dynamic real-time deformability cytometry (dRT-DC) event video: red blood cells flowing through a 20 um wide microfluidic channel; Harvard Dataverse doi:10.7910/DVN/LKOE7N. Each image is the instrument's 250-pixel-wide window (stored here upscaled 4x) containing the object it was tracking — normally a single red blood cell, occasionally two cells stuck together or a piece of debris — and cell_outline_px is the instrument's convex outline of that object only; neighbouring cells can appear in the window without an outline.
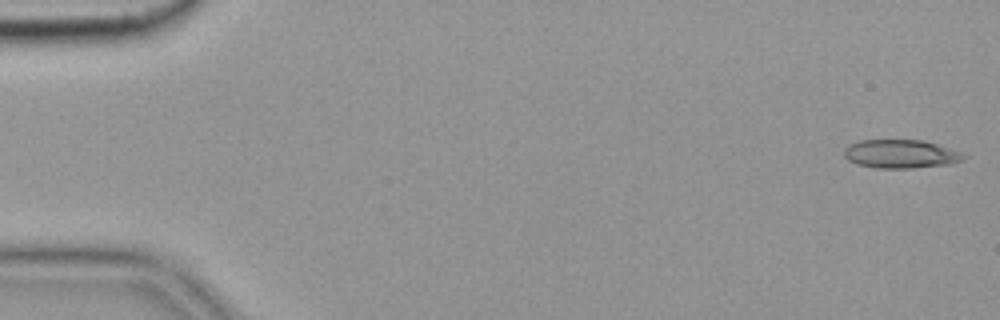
{"species": "common noctule bat (a hibernating species)", "species_latin": "Nyctalus noctula", "temperature_condition": "cold", "stored_images_in_passage": 15, "camera_frame_rate_fps": 3000, "um_per_image_px": 0.085, "animal": {"sex": "female", "body_mass_g": 19.9}, "frame": {"image": 1, "passage_image": 1, "time_ms": 0.0, "image_size_px": [1000, 320], "cell_outline_px": [[968, 156], [964, 160], [948, 164], [912, 168], [876, 168], [856, 164], [848, 160], [844, 156], [844, 148], [848, 144], [860, 140], [924, 140], [940, 144], [960, 152]], "centroid_in_image_um": [76.56, 13.08], "position_along_channel_um": 8.4, "area_um2": 20.11}}